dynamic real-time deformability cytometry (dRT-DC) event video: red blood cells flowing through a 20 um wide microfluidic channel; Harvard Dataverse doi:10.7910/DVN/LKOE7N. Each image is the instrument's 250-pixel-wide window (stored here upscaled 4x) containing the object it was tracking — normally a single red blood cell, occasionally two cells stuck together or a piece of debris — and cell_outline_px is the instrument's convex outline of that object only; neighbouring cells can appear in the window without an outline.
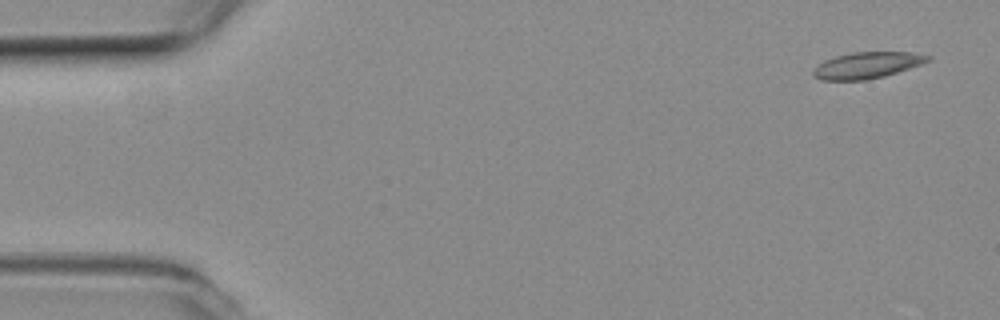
{"species": "common noctule bat (a hibernating species)", "species_latin": "Nyctalus noctula", "temperature_condition": "room temperature", "stored_images_in_passage": 8, "camera_frame_rate_fps": 3000, "um_per_image_px": 0.085, "animal": {"sex": "female", "body_mass_g": 19.3, "forearm_length_mm": 54.1}, "frame": {"image": 1, "passage_image": 1, "time_ms": 0.0, "image_size_px": [1000, 320], "cell_outline_px": [[932, 60], [884, 76], [864, 80], [820, 80], [812, 76], [812, 72], [824, 60], [836, 56], [852, 52], [912, 52], [932, 56]], "centroid_in_image_um": [73.7, 5.54], "position_along_channel_um": 11.3, "area_um2": 17.46}}